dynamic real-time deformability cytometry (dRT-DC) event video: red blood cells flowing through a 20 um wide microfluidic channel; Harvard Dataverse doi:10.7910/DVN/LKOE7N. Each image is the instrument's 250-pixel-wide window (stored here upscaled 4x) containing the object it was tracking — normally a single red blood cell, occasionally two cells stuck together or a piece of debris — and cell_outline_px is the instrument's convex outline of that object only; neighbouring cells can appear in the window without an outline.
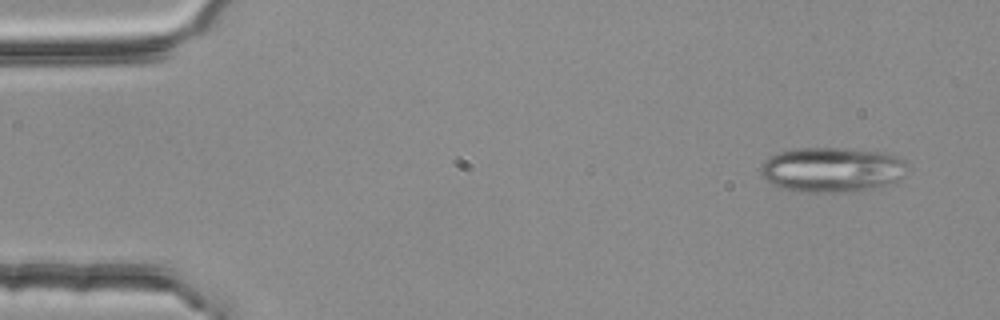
{"species": "common noctule bat (a hibernating species)", "species_latin": "Nyctalus noctula", "temperature_condition": "room temperature", "stored_images_in_passage": 4, "camera_frame_rate_fps": 3000, "um_per_image_px": 0.085, "animal": {"sex": "female", "body_mass_g": 25.1}, "frame": {"image": 1, "passage_image": 1, "time_ms": 0.0, "image_size_px": [1000, 320], "cell_outline_px": [[904, 176], [888, 184], [852, 192], [808, 192], [780, 188], [772, 184], [760, 172], [760, 168], [764, 160], [768, 156], [776, 152], [792, 148], [844, 148], [884, 152], [896, 156], [904, 160]], "centroid_in_image_um": [70.66, 14.4], "position_along_channel_um": 14.3, "area_um2": 38.38}}